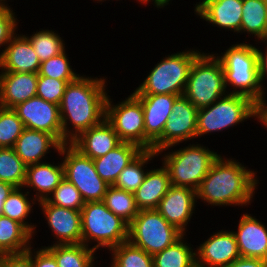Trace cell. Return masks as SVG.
<instances>
[{"label":"cell","instance_id":"cell-1","mask_svg":"<svg viewBox=\"0 0 267 267\" xmlns=\"http://www.w3.org/2000/svg\"><path fill=\"white\" fill-rule=\"evenodd\" d=\"M257 169H250L236 158L221 155L215 160L196 190L197 202L217 207L247 208L259 186Z\"/></svg>","mask_w":267,"mask_h":267},{"label":"cell","instance_id":"cell-2","mask_svg":"<svg viewBox=\"0 0 267 267\" xmlns=\"http://www.w3.org/2000/svg\"><path fill=\"white\" fill-rule=\"evenodd\" d=\"M82 74L67 84L59 105L62 145L71 143L82 132L101 123L106 116L109 80L103 76Z\"/></svg>","mask_w":267,"mask_h":267},{"label":"cell","instance_id":"cell-3","mask_svg":"<svg viewBox=\"0 0 267 267\" xmlns=\"http://www.w3.org/2000/svg\"><path fill=\"white\" fill-rule=\"evenodd\" d=\"M250 43L245 38L227 46L220 54L213 53L222 63L227 94L242 95L258 104L267 90L259 80L256 46Z\"/></svg>","mask_w":267,"mask_h":267},{"label":"cell","instance_id":"cell-4","mask_svg":"<svg viewBox=\"0 0 267 267\" xmlns=\"http://www.w3.org/2000/svg\"><path fill=\"white\" fill-rule=\"evenodd\" d=\"M181 146L174 149L172 145L159 150L157 154L169 172L171 185L196 191L220 154L218 150H211L197 141Z\"/></svg>","mask_w":267,"mask_h":267},{"label":"cell","instance_id":"cell-5","mask_svg":"<svg viewBox=\"0 0 267 267\" xmlns=\"http://www.w3.org/2000/svg\"><path fill=\"white\" fill-rule=\"evenodd\" d=\"M81 243L108 253L117 245L128 241L129 224L110 211L103 201L86 202L81 209ZM94 245V246H93Z\"/></svg>","mask_w":267,"mask_h":267},{"label":"cell","instance_id":"cell-6","mask_svg":"<svg viewBox=\"0 0 267 267\" xmlns=\"http://www.w3.org/2000/svg\"><path fill=\"white\" fill-rule=\"evenodd\" d=\"M198 47L166 54L134 88L133 94H172L183 96L191 66L203 52Z\"/></svg>","mask_w":267,"mask_h":267},{"label":"cell","instance_id":"cell-7","mask_svg":"<svg viewBox=\"0 0 267 267\" xmlns=\"http://www.w3.org/2000/svg\"><path fill=\"white\" fill-rule=\"evenodd\" d=\"M227 94L221 61L213 52H202L193 62L183 96L198 110Z\"/></svg>","mask_w":267,"mask_h":267},{"label":"cell","instance_id":"cell-8","mask_svg":"<svg viewBox=\"0 0 267 267\" xmlns=\"http://www.w3.org/2000/svg\"><path fill=\"white\" fill-rule=\"evenodd\" d=\"M254 118L257 120V104L251 99L226 94L208 107L198 110L197 138L212 135L239 126Z\"/></svg>","mask_w":267,"mask_h":267},{"label":"cell","instance_id":"cell-9","mask_svg":"<svg viewBox=\"0 0 267 267\" xmlns=\"http://www.w3.org/2000/svg\"><path fill=\"white\" fill-rule=\"evenodd\" d=\"M182 235L156 209H149L139 210L129 224L128 240L153 256L172 245Z\"/></svg>","mask_w":267,"mask_h":267},{"label":"cell","instance_id":"cell-10","mask_svg":"<svg viewBox=\"0 0 267 267\" xmlns=\"http://www.w3.org/2000/svg\"><path fill=\"white\" fill-rule=\"evenodd\" d=\"M58 159L64 167V178L79 190L85 203L103 201L109 185L98 175L93 159L70 143L61 146Z\"/></svg>","mask_w":267,"mask_h":267},{"label":"cell","instance_id":"cell-11","mask_svg":"<svg viewBox=\"0 0 267 267\" xmlns=\"http://www.w3.org/2000/svg\"><path fill=\"white\" fill-rule=\"evenodd\" d=\"M108 95L105 119L112 125L122 142L138 145L145 150V125L141 101L132 93L118 103Z\"/></svg>","mask_w":267,"mask_h":267},{"label":"cell","instance_id":"cell-12","mask_svg":"<svg viewBox=\"0 0 267 267\" xmlns=\"http://www.w3.org/2000/svg\"><path fill=\"white\" fill-rule=\"evenodd\" d=\"M198 109L184 96H179L172 105V113L164 126L163 134L153 143V150H159L197 139Z\"/></svg>","mask_w":267,"mask_h":267},{"label":"cell","instance_id":"cell-13","mask_svg":"<svg viewBox=\"0 0 267 267\" xmlns=\"http://www.w3.org/2000/svg\"><path fill=\"white\" fill-rule=\"evenodd\" d=\"M47 222L54 241L49 245L80 244L82 236L81 210H73L50 204L47 200L37 202Z\"/></svg>","mask_w":267,"mask_h":267},{"label":"cell","instance_id":"cell-14","mask_svg":"<svg viewBox=\"0 0 267 267\" xmlns=\"http://www.w3.org/2000/svg\"><path fill=\"white\" fill-rule=\"evenodd\" d=\"M13 110L22 120L25 128L49 133L62 144L59 105L35 96L18 104Z\"/></svg>","mask_w":267,"mask_h":267},{"label":"cell","instance_id":"cell-15","mask_svg":"<svg viewBox=\"0 0 267 267\" xmlns=\"http://www.w3.org/2000/svg\"><path fill=\"white\" fill-rule=\"evenodd\" d=\"M209 236L199 246L194 245L196 267H226L241 257L232 229L216 230Z\"/></svg>","mask_w":267,"mask_h":267},{"label":"cell","instance_id":"cell-16","mask_svg":"<svg viewBox=\"0 0 267 267\" xmlns=\"http://www.w3.org/2000/svg\"><path fill=\"white\" fill-rule=\"evenodd\" d=\"M196 191L181 186L169 188L166 195L160 200L156 210L183 234H187L188 226L195 214L197 205Z\"/></svg>","mask_w":267,"mask_h":267},{"label":"cell","instance_id":"cell-17","mask_svg":"<svg viewBox=\"0 0 267 267\" xmlns=\"http://www.w3.org/2000/svg\"><path fill=\"white\" fill-rule=\"evenodd\" d=\"M142 103L145 125V150H153V143L163 134L172 113V105L179 95L134 94Z\"/></svg>","mask_w":267,"mask_h":267},{"label":"cell","instance_id":"cell-18","mask_svg":"<svg viewBox=\"0 0 267 267\" xmlns=\"http://www.w3.org/2000/svg\"><path fill=\"white\" fill-rule=\"evenodd\" d=\"M193 6L194 15L208 25L239 34L243 0H200Z\"/></svg>","mask_w":267,"mask_h":267},{"label":"cell","instance_id":"cell-19","mask_svg":"<svg viewBox=\"0 0 267 267\" xmlns=\"http://www.w3.org/2000/svg\"><path fill=\"white\" fill-rule=\"evenodd\" d=\"M233 229L240 256L267 260V225L254 214L242 212Z\"/></svg>","mask_w":267,"mask_h":267},{"label":"cell","instance_id":"cell-20","mask_svg":"<svg viewBox=\"0 0 267 267\" xmlns=\"http://www.w3.org/2000/svg\"><path fill=\"white\" fill-rule=\"evenodd\" d=\"M53 160L54 159L49 162L45 161L26 167V179L23 187L37 202L47 200L54 189L64 179L62 161L55 163L56 161Z\"/></svg>","mask_w":267,"mask_h":267},{"label":"cell","instance_id":"cell-21","mask_svg":"<svg viewBox=\"0 0 267 267\" xmlns=\"http://www.w3.org/2000/svg\"><path fill=\"white\" fill-rule=\"evenodd\" d=\"M61 146L62 144L49 133L25 128L13 149L24 164L29 166L47 161V155L53 151L58 154Z\"/></svg>","mask_w":267,"mask_h":267},{"label":"cell","instance_id":"cell-22","mask_svg":"<svg viewBox=\"0 0 267 267\" xmlns=\"http://www.w3.org/2000/svg\"><path fill=\"white\" fill-rule=\"evenodd\" d=\"M121 142L112 125L104 119L98 125L82 132L70 144L82 155L96 159L105 156Z\"/></svg>","mask_w":267,"mask_h":267},{"label":"cell","instance_id":"cell-23","mask_svg":"<svg viewBox=\"0 0 267 267\" xmlns=\"http://www.w3.org/2000/svg\"><path fill=\"white\" fill-rule=\"evenodd\" d=\"M41 62L29 39L16 33L6 45L0 57V71L38 74Z\"/></svg>","mask_w":267,"mask_h":267},{"label":"cell","instance_id":"cell-24","mask_svg":"<svg viewBox=\"0 0 267 267\" xmlns=\"http://www.w3.org/2000/svg\"><path fill=\"white\" fill-rule=\"evenodd\" d=\"M38 74L0 71V107L13 109L36 96Z\"/></svg>","mask_w":267,"mask_h":267},{"label":"cell","instance_id":"cell-25","mask_svg":"<svg viewBox=\"0 0 267 267\" xmlns=\"http://www.w3.org/2000/svg\"><path fill=\"white\" fill-rule=\"evenodd\" d=\"M150 168L143 183L134 192L135 202L139 210L156 209L160 200L171 187L169 172L161 163V166Z\"/></svg>","mask_w":267,"mask_h":267},{"label":"cell","instance_id":"cell-26","mask_svg":"<svg viewBox=\"0 0 267 267\" xmlns=\"http://www.w3.org/2000/svg\"><path fill=\"white\" fill-rule=\"evenodd\" d=\"M143 150L136 144L121 142L105 156L93 159L98 175L109 186L117 181L120 172Z\"/></svg>","mask_w":267,"mask_h":267},{"label":"cell","instance_id":"cell-27","mask_svg":"<svg viewBox=\"0 0 267 267\" xmlns=\"http://www.w3.org/2000/svg\"><path fill=\"white\" fill-rule=\"evenodd\" d=\"M36 204L37 201L24 187H15L4 201L2 213L3 216L21 223L33 235L34 240L38 231L36 223L31 222L30 215H33Z\"/></svg>","mask_w":267,"mask_h":267},{"label":"cell","instance_id":"cell-28","mask_svg":"<svg viewBox=\"0 0 267 267\" xmlns=\"http://www.w3.org/2000/svg\"><path fill=\"white\" fill-rule=\"evenodd\" d=\"M254 41L267 40V2L265 0H243L241 29Z\"/></svg>","mask_w":267,"mask_h":267},{"label":"cell","instance_id":"cell-29","mask_svg":"<svg viewBox=\"0 0 267 267\" xmlns=\"http://www.w3.org/2000/svg\"><path fill=\"white\" fill-rule=\"evenodd\" d=\"M33 241V235L21 223L0 216V256L27 251Z\"/></svg>","mask_w":267,"mask_h":267},{"label":"cell","instance_id":"cell-30","mask_svg":"<svg viewBox=\"0 0 267 267\" xmlns=\"http://www.w3.org/2000/svg\"><path fill=\"white\" fill-rule=\"evenodd\" d=\"M186 235L183 234L172 245L154 254V267H196L195 247L187 241Z\"/></svg>","mask_w":267,"mask_h":267},{"label":"cell","instance_id":"cell-31","mask_svg":"<svg viewBox=\"0 0 267 267\" xmlns=\"http://www.w3.org/2000/svg\"><path fill=\"white\" fill-rule=\"evenodd\" d=\"M45 247L56 259L58 267H89L99 256L95 250L80 244L48 245Z\"/></svg>","mask_w":267,"mask_h":267},{"label":"cell","instance_id":"cell-32","mask_svg":"<svg viewBox=\"0 0 267 267\" xmlns=\"http://www.w3.org/2000/svg\"><path fill=\"white\" fill-rule=\"evenodd\" d=\"M156 157L158 158V154L154 150H143L120 172L114 186L121 190L134 193L143 183L145 175L149 170L147 165L153 163Z\"/></svg>","mask_w":267,"mask_h":267},{"label":"cell","instance_id":"cell-33","mask_svg":"<svg viewBox=\"0 0 267 267\" xmlns=\"http://www.w3.org/2000/svg\"><path fill=\"white\" fill-rule=\"evenodd\" d=\"M24 35L29 39L41 63L64 52L67 47L63 37L55 29L42 28L34 31L32 35Z\"/></svg>","mask_w":267,"mask_h":267},{"label":"cell","instance_id":"cell-34","mask_svg":"<svg viewBox=\"0 0 267 267\" xmlns=\"http://www.w3.org/2000/svg\"><path fill=\"white\" fill-rule=\"evenodd\" d=\"M112 267H154L153 256L140 247L125 241L109 252Z\"/></svg>","mask_w":267,"mask_h":267},{"label":"cell","instance_id":"cell-35","mask_svg":"<svg viewBox=\"0 0 267 267\" xmlns=\"http://www.w3.org/2000/svg\"><path fill=\"white\" fill-rule=\"evenodd\" d=\"M103 202L110 211L121 217L128 224L133 221L139 212L134 193L121 190L114 185L109 186L107 189Z\"/></svg>","mask_w":267,"mask_h":267},{"label":"cell","instance_id":"cell-36","mask_svg":"<svg viewBox=\"0 0 267 267\" xmlns=\"http://www.w3.org/2000/svg\"><path fill=\"white\" fill-rule=\"evenodd\" d=\"M26 167L13 148H0V181L23 187Z\"/></svg>","mask_w":267,"mask_h":267},{"label":"cell","instance_id":"cell-37","mask_svg":"<svg viewBox=\"0 0 267 267\" xmlns=\"http://www.w3.org/2000/svg\"><path fill=\"white\" fill-rule=\"evenodd\" d=\"M67 49L40 64L38 76H46L59 80H76L81 74H78L75 68H72Z\"/></svg>","mask_w":267,"mask_h":267},{"label":"cell","instance_id":"cell-38","mask_svg":"<svg viewBox=\"0 0 267 267\" xmlns=\"http://www.w3.org/2000/svg\"><path fill=\"white\" fill-rule=\"evenodd\" d=\"M24 129L22 120L13 109L0 107V148H13Z\"/></svg>","mask_w":267,"mask_h":267},{"label":"cell","instance_id":"cell-39","mask_svg":"<svg viewBox=\"0 0 267 267\" xmlns=\"http://www.w3.org/2000/svg\"><path fill=\"white\" fill-rule=\"evenodd\" d=\"M52 205H57L73 210H81L85 204L79 190L65 178L47 198Z\"/></svg>","mask_w":267,"mask_h":267},{"label":"cell","instance_id":"cell-40","mask_svg":"<svg viewBox=\"0 0 267 267\" xmlns=\"http://www.w3.org/2000/svg\"><path fill=\"white\" fill-rule=\"evenodd\" d=\"M13 2L14 0H9ZM8 0H0V57L11 38L18 32L19 22L17 12ZM3 49H2V48Z\"/></svg>","mask_w":267,"mask_h":267},{"label":"cell","instance_id":"cell-41","mask_svg":"<svg viewBox=\"0 0 267 267\" xmlns=\"http://www.w3.org/2000/svg\"><path fill=\"white\" fill-rule=\"evenodd\" d=\"M73 81L75 80H59L46 76H38L36 96L47 102L60 105L67 84Z\"/></svg>","mask_w":267,"mask_h":267},{"label":"cell","instance_id":"cell-42","mask_svg":"<svg viewBox=\"0 0 267 267\" xmlns=\"http://www.w3.org/2000/svg\"><path fill=\"white\" fill-rule=\"evenodd\" d=\"M0 267H33L32 246L21 253H7L0 256Z\"/></svg>","mask_w":267,"mask_h":267},{"label":"cell","instance_id":"cell-43","mask_svg":"<svg viewBox=\"0 0 267 267\" xmlns=\"http://www.w3.org/2000/svg\"><path fill=\"white\" fill-rule=\"evenodd\" d=\"M32 245L33 267H58L55 257L45 248Z\"/></svg>","mask_w":267,"mask_h":267},{"label":"cell","instance_id":"cell-44","mask_svg":"<svg viewBox=\"0 0 267 267\" xmlns=\"http://www.w3.org/2000/svg\"><path fill=\"white\" fill-rule=\"evenodd\" d=\"M259 43H262V44L261 46L258 47L257 44L259 45ZM255 44H256V52H257L259 80H260L261 85L264 87V89L267 90V86L265 85L267 83L265 82V80L267 79V40L259 41ZM262 45L264 46L263 48H265L264 51H263Z\"/></svg>","mask_w":267,"mask_h":267},{"label":"cell","instance_id":"cell-45","mask_svg":"<svg viewBox=\"0 0 267 267\" xmlns=\"http://www.w3.org/2000/svg\"><path fill=\"white\" fill-rule=\"evenodd\" d=\"M226 267H267V260L241 256Z\"/></svg>","mask_w":267,"mask_h":267},{"label":"cell","instance_id":"cell-46","mask_svg":"<svg viewBox=\"0 0 267 267\" xmlns=\"http://www.w3.org/2000/svg\"><path fill=\"white\" fill-rule=\"evenodd\" d=\"M257 121L267 129V96L257 104Z\"/></svg>","mask_w":267,"mask_h":267},{"label":"cell","instance_id":"cell-47","mask_svg":"<svg viewBox=\"0 0 267 267\" xmlns=\"http://www.w3.org/2000/svg\"><path fill=\"white\" fill-rule=\"evenodd\" d=\"M14 188L15 187L12 184L0 181V216L3 213L4 201L8 198Z\"/></svg>","mask_w":267,"mask_h":267},{"label":"cell","instance_id":"cell-48","mask_svg":"<svg viewBox=\"0 0 267 267\" xmlns=\"http://www.w3.org/2000/svg\"><path fill=\"white\" fill-rule=\"evenodd\" d=\"M134 1L141 4V6H142V4H143V6H145L146 4L149 5L152 2V5L155 8H157L158 10L161 8L164 9L167 7V5L171 4V2L169 0H134Z\"/></svg>","mask_w":267,"mask_h":267},{"label":"cell","instance_id":"cell-49","mask_svg":"<svg viewBox=\"0 0 267 267\" xmlns=\"http://www.w3.org/2000/svg\"><path fill=\"white\" fill-rule=\"evenodd\" d=\"M99 261H98V259H97V261H94L89 267H95V266H97V264H99L98 263ZM97 263V264H96ZM110 265V266H109ZM99 267V266H98ZM108 267H112L111 266V263L110 264H108Z\"/></svg>","mask_w":267,"mask_h":267},{"label":"cell","instance_id":"cell-50","mask_svg":"<svg viewBox=\"0 0 267 267\" xmlns=\"http://www.w3.org/2000/svg\"><path fill=\"white\" fill-rule=\"evenodd\" d=\"M94 1V3H100L101 2V4L103 3V2H105V1H109V0H93ZM111 1V0H110ZM113 1V0H112ZM116 1H120V0H116Z\"/></svg>","mask_w":267,"mask_h":267}]
</instances>
